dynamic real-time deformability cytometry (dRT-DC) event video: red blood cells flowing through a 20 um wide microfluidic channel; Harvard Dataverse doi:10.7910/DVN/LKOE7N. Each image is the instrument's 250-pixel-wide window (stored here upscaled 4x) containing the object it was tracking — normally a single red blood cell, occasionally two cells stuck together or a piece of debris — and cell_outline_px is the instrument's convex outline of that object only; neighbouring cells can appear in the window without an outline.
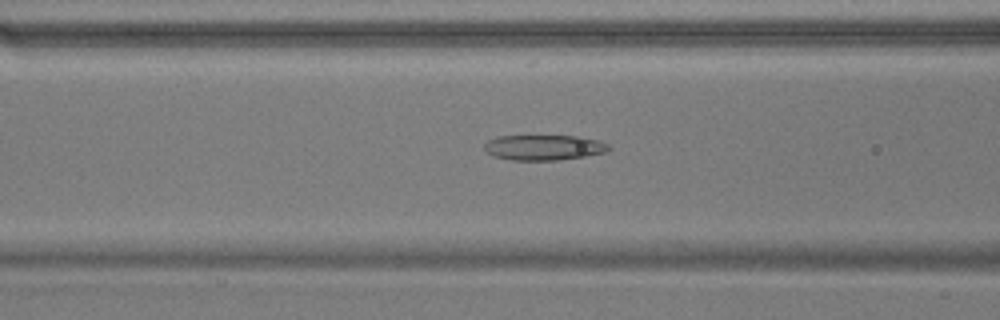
{"species": "common noctule bat (a hibernating species)", "species_latin": "Nyctalus noctula", "temperature_condition": "warm", "stored_images_in_passage": 44, "camera_frame_rate_fps": 3000, "um_per_image_px": 0.085, "animal": {"sex": "male", "body_mass_g": 17.9}, "frame": {"image": 1, "passage_image": 14, "time_ms": 4.333, "image_size_px": [1000, 320], "cell_outline_px": [[612, 148], [604, 152], [584, 156], [560, 160], [512, 160], [492, 156], [484, 148], [484, 144], [488, 140], [496, 136], [576, 136], [596, 140], [608, 144]], "centroid_in_image_um": [46.19, 12.54], "position_along_channel_um": 120.4, "area_um2": 18.26}}
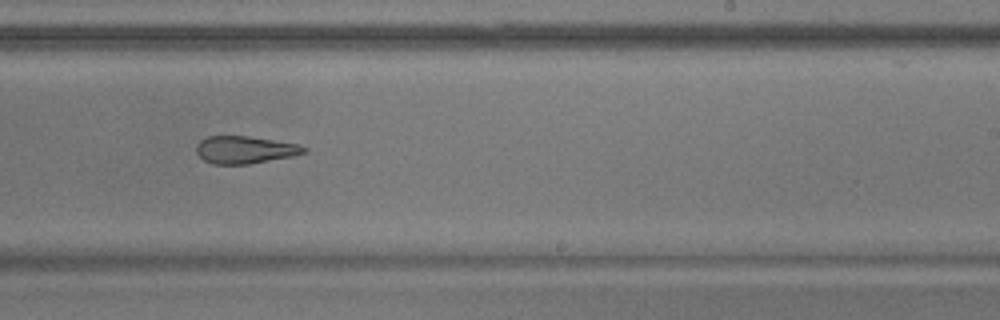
{"frame": {"image": 2, "passage_image": 26, "time_ms": 8.333, "image_size_px": [1000, 320], "cell_outline_px": [[308, 152], [292, 156], [248, 164], [212, 164], [204, 160], [196, 152], [196, 144], [200, 140], [208, 136], [248, 136], [296, 144], [308, 148]], "centroid_in_image_um": [20.79, 12.73], "position_along_channel_um": 268.2, "area_um2": 17.11}}
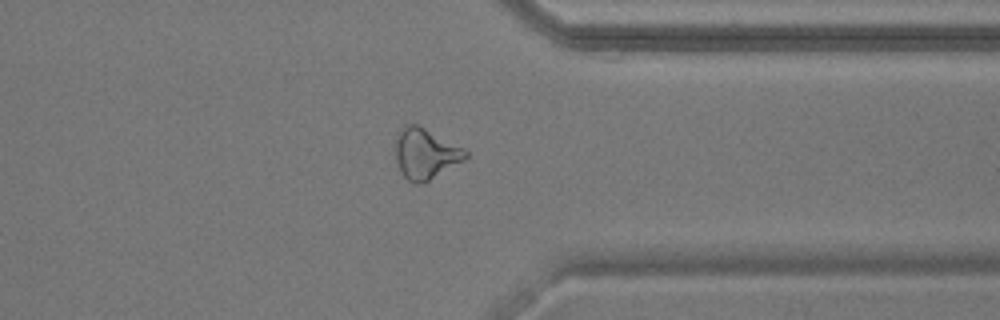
{"frame": {"image": 3, "passage_image": 35, "time_ms": 11.333, "image_size_px": [1000, 320], "cell_outline_px": [[468, 156], [464, 160], [428, 180], [420, 184], [412, 184], [400, 172], [396, 160], [396, 136], [400, 128], [404, 124], [416, 124], [464, 148], [468, 152]], "centroid_in_image_um": [36.13, 13.06], "position_along_channel_um": 375.3, "area_um2": 20.46}}